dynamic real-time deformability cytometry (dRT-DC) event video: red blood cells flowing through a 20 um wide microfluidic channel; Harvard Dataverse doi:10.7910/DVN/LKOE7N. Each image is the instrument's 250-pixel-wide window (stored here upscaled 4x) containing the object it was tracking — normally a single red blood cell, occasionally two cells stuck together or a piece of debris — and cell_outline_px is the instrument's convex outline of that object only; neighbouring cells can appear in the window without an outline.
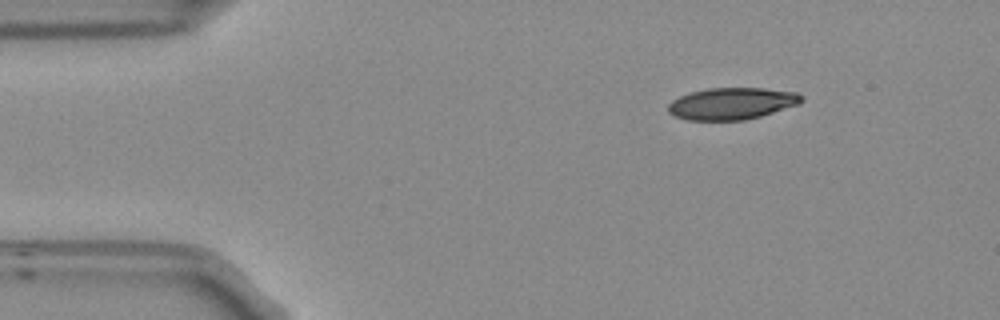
{"species": "Egyptian fruit bat (a non-hibernating species)", "species_latin": "Rousettus aegyptiacus", "temperature_condition": "room temperature", "stored_images_in_passage": 47, "camera_frame_rate_fps": 3000, "um_per_image_px": 0.085, "frame": {"image": 1, "passage_image": 1, "time_ms": 0.0, "image_size_px": [1000, 320], "cell_outline_px": [[804, 100], [800, 104], [760, 116], [744, 120], [684, 120], [672, 116], [668, 112], [668, 104], [672, 100], [688, 92], [708, 88], [764, 88], [796, 92], [804, 96]], "centroid_in_image_um": [62.19, 8.8], "position_along_channel_um": 22.8, "area_um2": 25.03}}
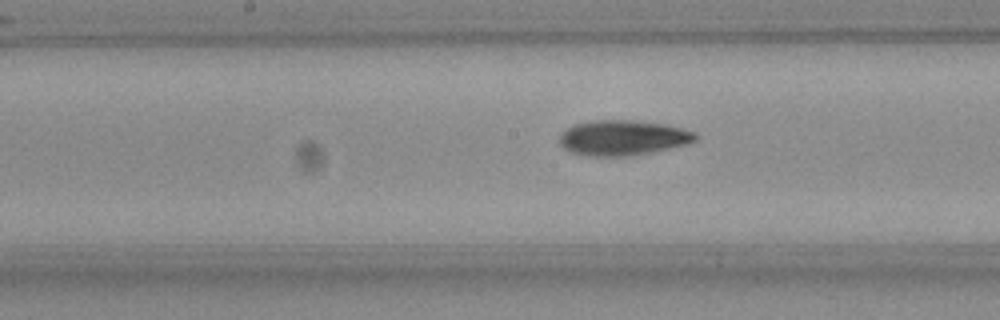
{"frame": {"image": 2, "passage_image": 20, "time_ms": 6.333, "image_size_px": [1000, 320], "cell_outline_px": [[696, 140], [688, 144], [628, 156], [592, 156], [572, 152], [564, 148], [560, 144], [560, 132], [572, 124], [592, 120], [632, 120], [668, 124], [696, 132]], "centroid_in_image_um": [52.93, 11.69], "position_along_channel_um": 195.3, "area_um2": 27.92}}
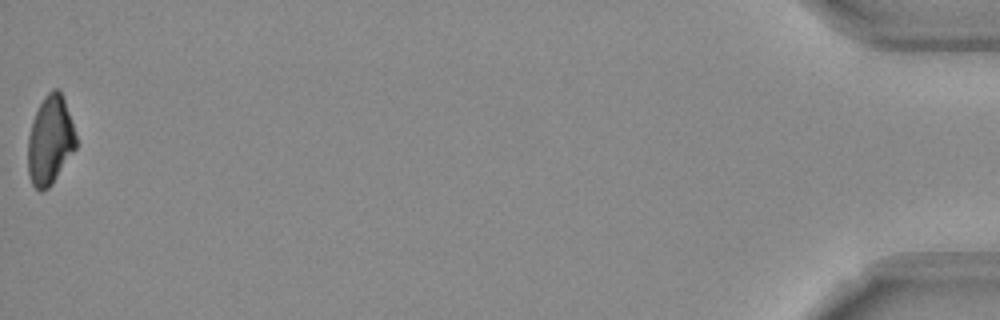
{"frame": {"image": 3, "passage_image": 47, "time_ms": 15.333, "image_size_px": [1000, 320], "cell_outline_px": [[76, 148], [52, 184], [48, 188], [40, 192], [32, 184], [28, 172], [28, 136], [32, 120], [44, 96], [52, 88], [60, 88], [76, 136]], "centroid_in_image_um": [4.24, 11.93], "position_along_channel_um": 431.0, "area_um2": 24.74}, "authors_computed_cell_mechanics": {"area_um2": 26.299, "velocity_mm_per_s": 3.7752, "shape_relaxation_time_tau1_ms": 4.8102, "shape_relaxation_time_tau2_ms": 7.8824, "deformation_change_tau1": 0.1728, "deformation_change_tau2": 0.1563}}